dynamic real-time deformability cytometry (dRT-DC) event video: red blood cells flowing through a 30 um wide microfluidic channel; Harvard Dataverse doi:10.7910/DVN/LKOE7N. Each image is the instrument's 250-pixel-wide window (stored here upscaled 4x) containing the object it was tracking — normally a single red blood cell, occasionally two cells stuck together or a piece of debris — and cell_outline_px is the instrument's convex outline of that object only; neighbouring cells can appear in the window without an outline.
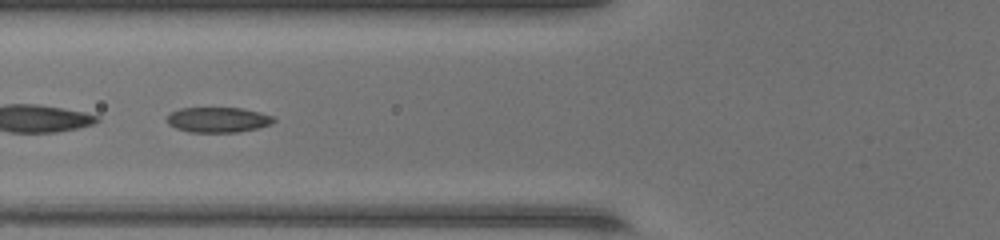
{"species": "common noctule bat (a hibernating species)", "species_latin": "Nyctalus noctula", "temperature_condition": "warm", "stored_images_in_passage": 54, "segment_of_instrument_passage": [2, 2], "camera_frame_rate_fps": 3000, "um_per_image_px": 0.085, "animal": {"sex": "female", "body_mass_g": 17.0, "forearm_length_mm": 48.0}, "frame": {"image": 1, "passage_image": 23, "time_ms": 7.333, "image_size_px": [1000, 240], "cell_outline_px": [[276, 120], [272, 124], [260, 128], [236, 132], [188, 132], [176, 128], [168, 124], [164, 120], [172, 112], [180, 108], [240, 108], [260, 112], [272, 116]], "centroid_in_image_um": [18.53, 10.19], "position_along_channel_um": 107.3, "area_um2": 15.78}}
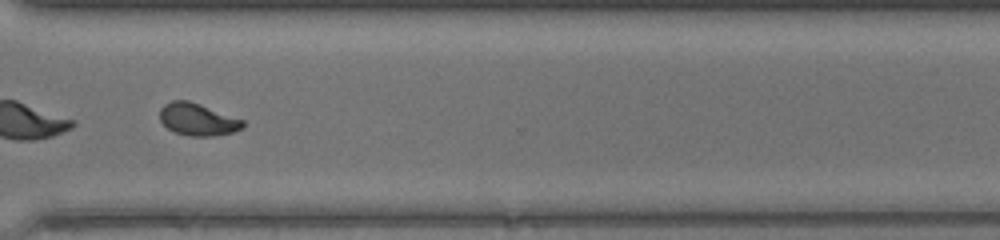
{"frame": {"image": 2, "passage_image": 42, "time_ms": 13.667, "image_size_px": [1000, 240], "cell_outline_px": [[244, 128], [232, 132], [216, 136], [188, 136], [176, 132], [168, 128], [160, 120], [160, 108], [164, 104], [172, 100], [188, 100], [200, 104], [244, 120]], "centroid_in_image_um": [16.81, 10.15], "position_along_channel_um": 353.8, "area_um2": 15.61}}